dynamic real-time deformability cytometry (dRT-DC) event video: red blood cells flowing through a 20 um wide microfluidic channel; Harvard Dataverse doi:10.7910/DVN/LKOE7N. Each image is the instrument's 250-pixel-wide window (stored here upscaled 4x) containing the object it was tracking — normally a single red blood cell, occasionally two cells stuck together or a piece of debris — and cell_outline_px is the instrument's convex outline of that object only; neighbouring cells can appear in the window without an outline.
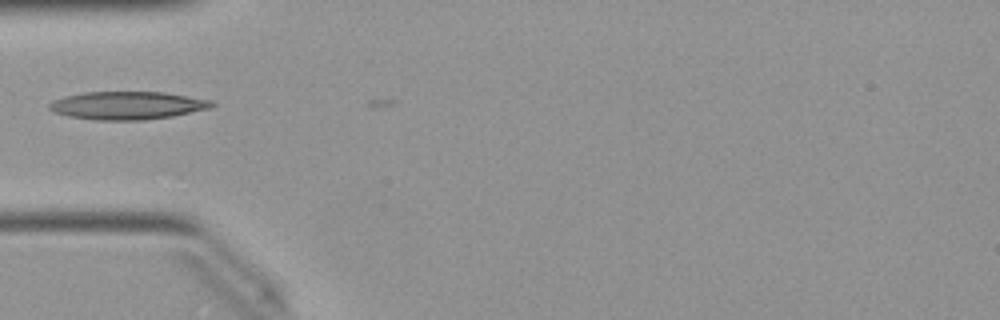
{"species": "Egyptian fruit bat (a non-hibernating species)", "species_latin": "Rousettus aegyptiacus", "temperature_condition": "warm", "stored_images_in_passage": 2, "camera_frame_rate_fps": 3000, "um_per_image_px": 0.085, "animal": {"sex": "female"}, "frame": {"image": 1, "passage_image": 1, "time_ms": 0.0, "image_size_px": [1000, 320], "cell_outline_px": [[216, 104], [212, 108], [172, 116], [144, 120], [96, 120], [68, 116], [56, 112], [48, 108], [48, 104], [52, 100], [64, 96], [84, 92], [164, 92], [212, 100]], "centroid_in_image_um": [10.84, 8.96], "position_along_channel_um": 74.2, "area_um2": 26.59}}